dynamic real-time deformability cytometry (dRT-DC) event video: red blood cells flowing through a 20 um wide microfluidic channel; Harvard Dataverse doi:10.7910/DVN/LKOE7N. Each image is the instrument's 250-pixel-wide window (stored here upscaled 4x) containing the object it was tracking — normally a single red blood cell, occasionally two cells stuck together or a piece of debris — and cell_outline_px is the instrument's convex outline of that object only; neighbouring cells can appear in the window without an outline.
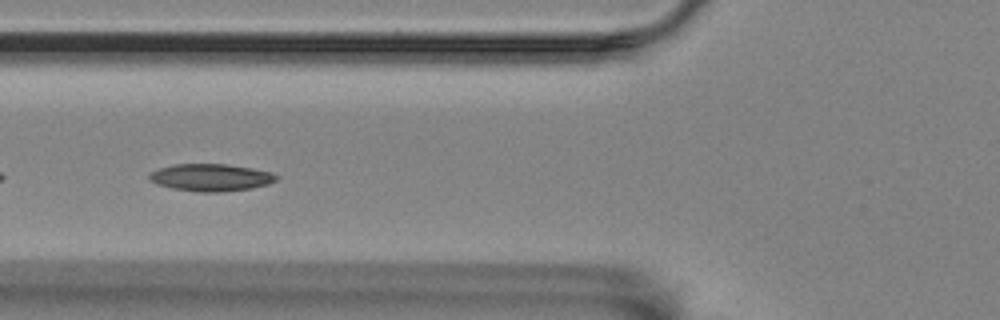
{"species": "Egyptian fruit bat (a non-hibernating species)", "species_latin": "Rousettus aegyptiacus", "temperature_condition": "room temperature", "stored_images_in_passage": 40, "camera_frame_rate_fps": 3000, "um_per_image_px": 0.085, "animal": {"sex": "female"}, "frame": {"image": 1, "passage_image": 5, "time_ms": 1.333, "image_size_px": [1000, 320], "cell_outline_px": [[280, 176], [276, 180], [268, 184], [252, 188], [220, 192], [200, 192], [172, 188], [156, 184], [148, 180], [148, 176], [152, 172], [160, 168], [176, 164], [228, 164], [252, 168], [272, 172]], "centroid_in_image_um": [17.94, 15.08], "position_along_channel_um": 107.9, "area_um2": 20.23}}
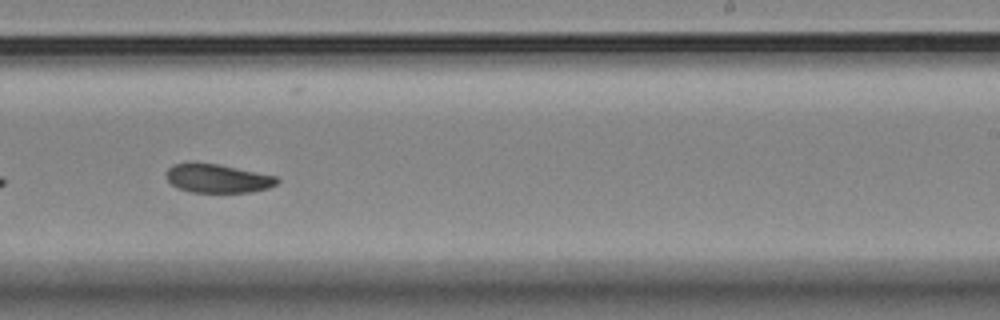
{"frame": {"image": 2, "passage_image": 19, "time_ms": 6.0, "image_size_px": [1000, 320], "cell_outline_px": [[280, 180], [276, 184], [268, 188], [252, 192], [192, 192], [180, 188], [172, 184], [168, 180], [168, 168], [172, 164], [192, 160], [216, 164], [276, 176]], "centroid_in_image_um": [18.47, 15.14], "position_along_channel_um": 270.5, "area_um2": 18.55}}
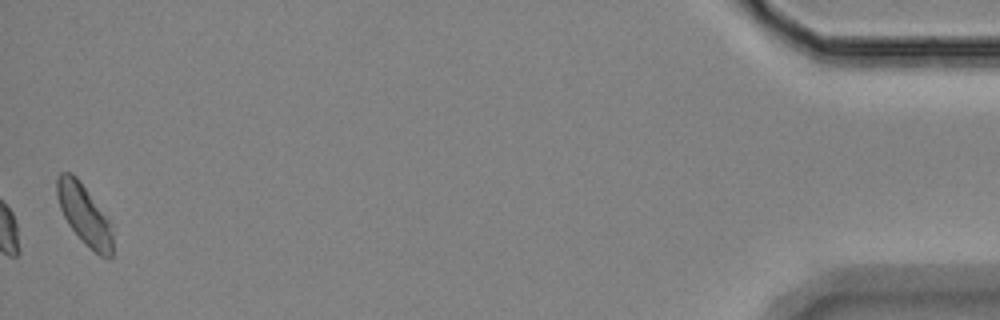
{"frame": {"image": 3, "passage_image": 40, "time_ms": 13.0, "image_size_px": [1000, 320], "cell_outline_px": [[112, 256], [100, 256], [84, 244], [68, 224], [60, 208], [56, 196], [56, 180], [60, 172], [72, 172], [76, 176], [112, 224]], "centroid_in_image_um": [7.14, 18.23], "position_along_channel_um": 428.1, "area_um2": 19.42}, "authors_computed_cell_mechanics": {"area_um2": 19.363, "velocity_mm_per_s": 3.4868, "shape_relaxation_time_tau1_ms": 4.5574, "shape_relaxation_time_tau2_ms": 6.7436, "deformation_change_tau1": 0.1278, "deformation_change_tau2": 0.1085}}